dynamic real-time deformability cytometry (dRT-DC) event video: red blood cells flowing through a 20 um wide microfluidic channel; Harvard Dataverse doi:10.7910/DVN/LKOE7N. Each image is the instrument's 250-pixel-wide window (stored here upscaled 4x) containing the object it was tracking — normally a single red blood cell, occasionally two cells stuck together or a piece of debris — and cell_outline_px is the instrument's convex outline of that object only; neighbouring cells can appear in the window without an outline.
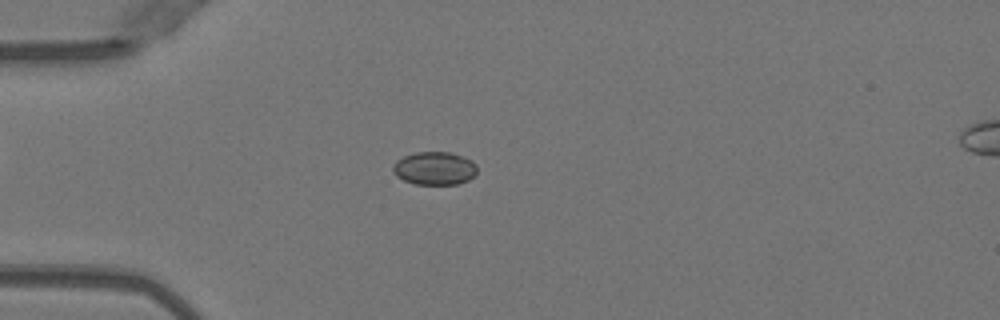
{"species": "Egyptian fruit bat (a non-hibernating species)", "species_latin": "Rousettus aegyptiacus", "temperature_condition": "warm", "stored_images_in_passage": 51, "camera_frame_rate_fps": 3000, "um_per_image_px": 0.085, "animal": {"sex": "female"}, "frame": {"image": 1, "passage_image": 14, "time_ms": 4.333, "image_size_px": [1000, 320], "cell_outline_px": [[476, 172], [468, 180], [456, 184], [416, 184], [404, 180], [396, 176], [392, 172], [392, 164], [396, 160], [404, 156], [416, 152], [448, 152], [472, 160], [476, 164]], "centroid_in_image_um": [36.89, 14.3], "position_along_channel_um": 48.1, "area_um2": 16.18}}
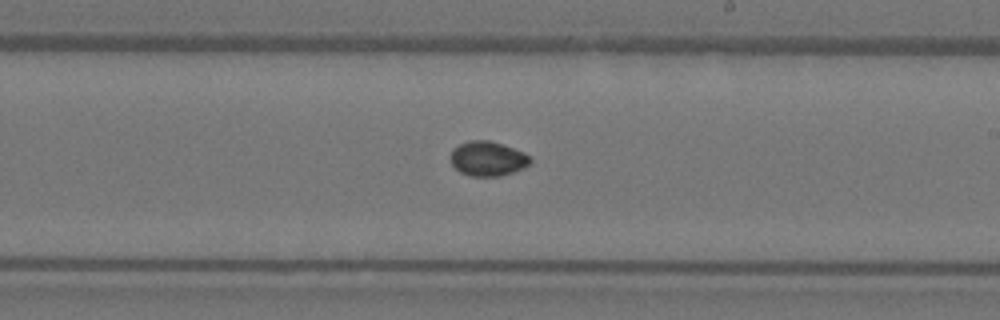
{"frame": {"image": 2, "passage_image": 30, "time_ms": 9.667, "image_size_px": [1000, 320], "cell_outline_px": [[532, 160], [528, 164], [512, 172], [500, 176], [472, 176], [460, 172], [452, 164], [448, 156], [452, 148], [468, 140], [488, 140], [524, 152]], "centroid_in_image_um": [41.38, 13.47], "position_along_channel_um": 247.6, "area_um2": 15.95}}
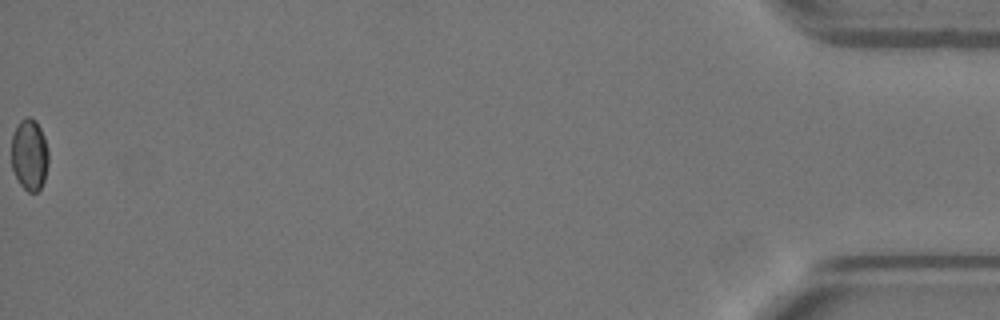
{"frame": {"image": 3, "passage_image": 51, "time_ms": 16.667, "image_size_px": [1000, 320], "cell_outline_px": [[48, 164], [44, 180], [40, 188], [36, 192], [28, 192], [20, 184], [12, 168], [12, 136], [20, 120], [24, 116], [32, 116], [36, 120], [44, 136], [48, 152]], "centroid_in_image_um": [2.51, 13.12], "position_along_channel_um": 432.7, "area_um2": 15.43}}